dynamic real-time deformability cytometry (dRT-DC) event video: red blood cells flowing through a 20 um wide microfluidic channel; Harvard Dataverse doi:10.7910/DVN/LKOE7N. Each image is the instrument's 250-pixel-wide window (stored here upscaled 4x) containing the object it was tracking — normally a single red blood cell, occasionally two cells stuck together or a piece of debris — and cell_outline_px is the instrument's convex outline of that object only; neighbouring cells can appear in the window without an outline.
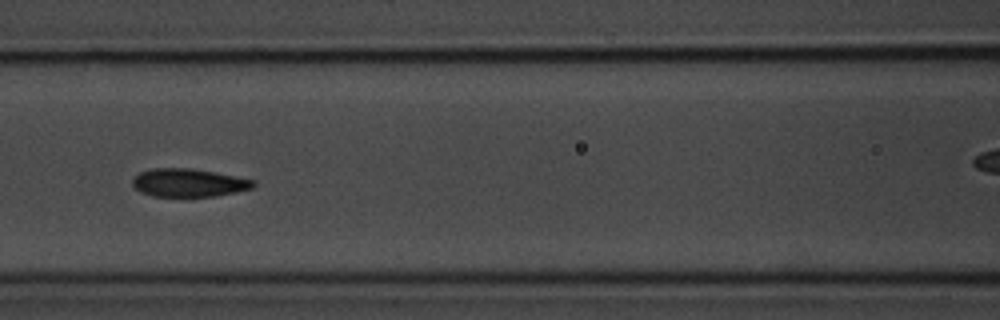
{"species": "common noctule bat (a hibernating species)", "species_latin": "Nyctalus noctula", "temperature_condition": "room temperature", "stored_images_in_passage": 14, "camera_frame_rate_fps": 3000, "um_per_image_px": 0.085, "animal": {"sex": "male", "body_mass_g": 20.1, "forearm_length_mm": 53.5}, "frame": {"image": 1, "passage_image": 5, "time_ms": 4.667, "image_size_px": [1000, 320], "cell_outline_px": [[256, 184], [252, 188], [236, 192], [216, 196], [152, 196], [140, 192], [132, 184], [132, 180], [140, 172], [152, 168], [188, 168], [212, 172], [256, 180]], "centroid_in_image_um": [16.03, 15.54], "position_along_channel_um": 150.6, "area_um2": 19.65}}
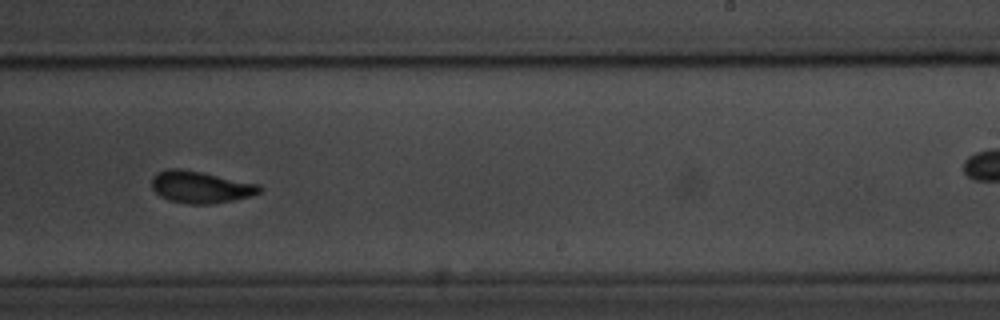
{"frame": {"image": 2, "passage_image": 8, "time_ms": 8.0, "image_size_px": [1000, 320], "cell_outline_px": [[260, 192], [252, 196], [212, 204], [188, 204], [168, 200], [160, 196], [152, 188], [152, 176], [156, 172], [168, 168], [180, 168], [260, 184]], "centroid_in_image_um": [17.01, 15.9], "position_along_channel_um": 272.0, "area_um2": 20.06}}
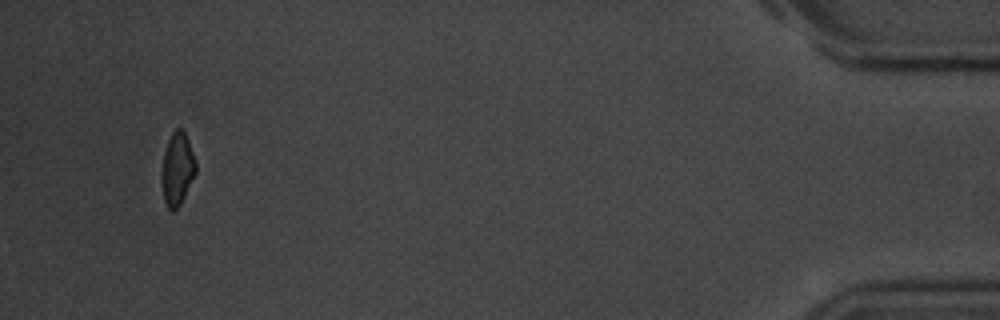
{"frame": {"image": 3, "passage_image": 14, "time_ms": 16.0, "image_size_px": [1000, 320], "cell_outline_px": [[196, 172], [180, 204], [172, 212], [168, 208], [164, 200], [164, 152], [168, 140], [172, 132], [176, 128], [184, 128], [196, 164]], "centroid_in_image_um": [15.11, 14.3], "position_along_channel_um": 420.1, "area_um2": 13.76}, "authors_computed_cell_mechanics": {"area_um2": 19.8543, "velocity_mm_per_s": 3.6411, "shape_relaxation_time_tau1_ms": 3.2823, "shape_relaxation_time_tau2_ms": 1.4101, "deformation_change_tau1": 0.1202, "deformation_change_tau2": 0.0615}}